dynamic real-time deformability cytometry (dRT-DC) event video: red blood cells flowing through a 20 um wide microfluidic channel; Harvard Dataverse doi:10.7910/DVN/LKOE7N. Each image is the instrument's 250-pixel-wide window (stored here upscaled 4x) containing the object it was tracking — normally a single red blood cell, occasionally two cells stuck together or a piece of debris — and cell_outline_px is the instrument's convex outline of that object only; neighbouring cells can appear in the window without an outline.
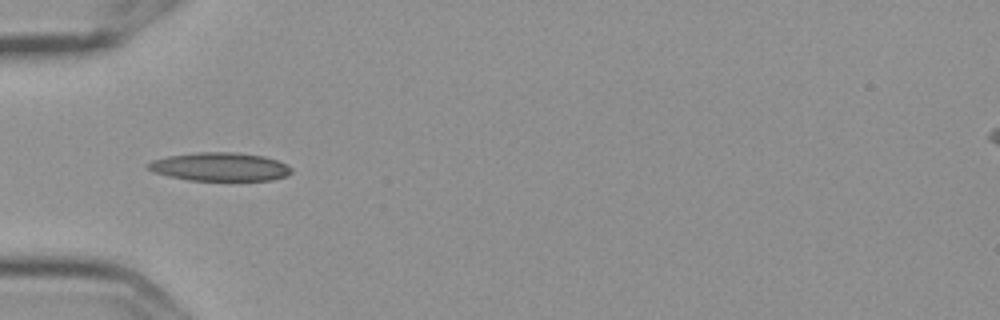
{"species": "Egyptian fruit bat (a non-hibernating species)", "species_latin": "Rousettus aegyptiacus", "temperature_condition": "cold", "stored_images_in_passage": 5, "camera_frame_rate_fps": 3000, "um_per_image_px": 0.085, "frame": {"image": 1, "passage_image": 5, "time_ms": 1.333, "image_size_px": [1000, 320], "cell_outline_px": [[292, 172], [284, 176], [272, 180], [188, 180], [168, 176], [156, 172], [148, 168], [148, 164], [152, 160], [168, 156], [196, 152], [236, 152], [264, 156], [276, 160], [292, 168]], "centroid_in_image_um": [18.69, 14.17], "position_along_channel_um": 66.3, "area_um2": 23.52}}